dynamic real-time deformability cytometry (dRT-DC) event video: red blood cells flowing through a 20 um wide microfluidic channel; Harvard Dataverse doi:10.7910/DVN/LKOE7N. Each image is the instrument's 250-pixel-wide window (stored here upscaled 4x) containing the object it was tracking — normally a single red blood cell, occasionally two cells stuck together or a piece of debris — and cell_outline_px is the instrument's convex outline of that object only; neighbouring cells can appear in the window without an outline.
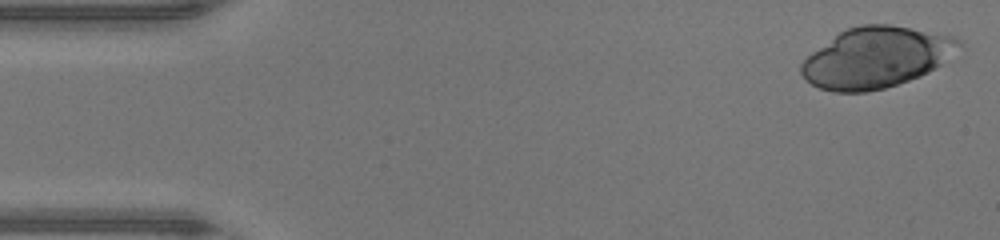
{"species": "human", "species_latin": "Homo sapiens", "temperature_condition": "warm", "stored_images_in_passage": 46, "camera_frame_rate_fps": 3000, "um_per_image_px": 0.085, "donor": {"sex": "male"}, "frame": {"image": 1, "passage_image": 1, "time_ms": 0.0, "image_size_px": [1000, 240], "cell_outline_px": [[964, 44], [940, 64], [928, 72], [920, 76], [884, 88], [864, 92], [836, 92], [820, 88], [812, 84], [800, 72], [800, 64], [812, 52], [840, 32], [848, 28], [860, 24], [888, 24], [952, 36], [964, 40]], "centroid_in_image_um": [74.47, 4.88], "position_along_channel_um": 10.5, "area_um2": 55.08}}
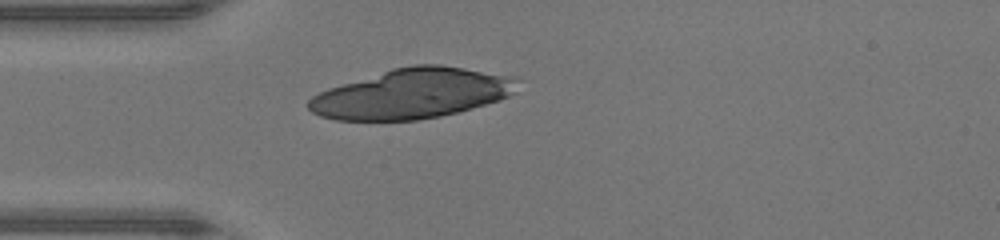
{"frame": {"image": 2, "passage_image": 12, "time_ms": 3.667, "image_size_px": [1000, 240], "cell_outline_px": [[516, 92], [500, 100], [456, 112], [440, 116], [416, 120], [336, 120], [320, 116], [312, 112], [308, 108], [308, 100], [312, 96], [328, 88], [392, 68], [412, 64], [440, 64], [516, 76]], "centroid_in_image_um": [35.03, 7.94], "position_along_channel_um": 50.0, "area_um2": 60.75}}